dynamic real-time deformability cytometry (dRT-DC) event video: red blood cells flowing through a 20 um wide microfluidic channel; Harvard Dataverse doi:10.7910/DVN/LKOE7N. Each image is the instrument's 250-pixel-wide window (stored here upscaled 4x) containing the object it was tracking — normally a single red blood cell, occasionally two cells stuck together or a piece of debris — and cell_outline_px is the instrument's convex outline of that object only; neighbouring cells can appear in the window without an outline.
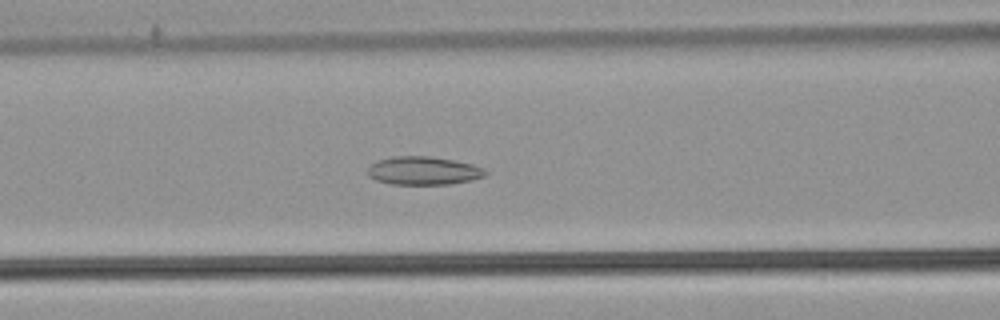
{"species": "common noctule bat (a hibernating species)", "species_latin": "Nyctalus noctula", "temperature_condition": "warm", "stored_images_in_passage": 54, "camera_frame_rate_fps": 3000, "um_per_image_px": 0.085, "animal": {"sex": "male", "body_mass_g": 21.5, "forearm_length_mm": 52.0}, "frame": {"image": 1, "passage_image": 23, "time_ms": 7.333, "image_size_px": [1000, 320], "cell_outline_px": [[488, 172], [484, 176], [472, 180], [448, 184], [392, 184], [376, 180], [368, 176], [368, 168], [372, 164], [380, 160], [392, 156], [432, 156], [472, 164], [484, 168]], "centroid_in_image_um": [36.0, 14.51], "position_along_channel_um": 130.6, "area_um2": 19.31}}
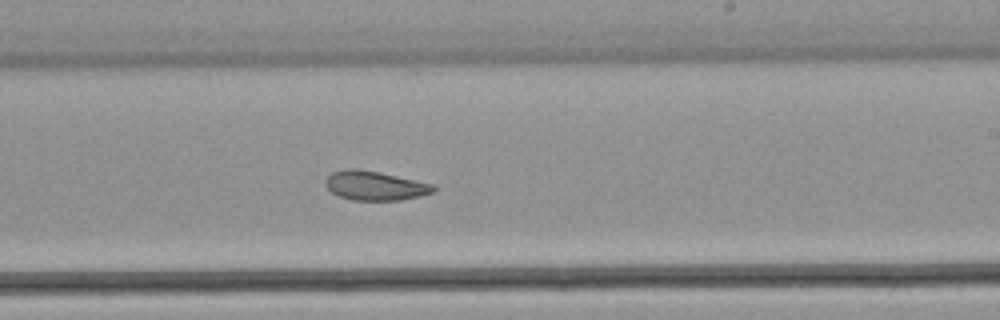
{"frame": {"image": 2, "passage_image": 33, "time_ms": 10.667, "image_size_px": [1000, 320], "cell_outline_px": [[436, 192], [420, 196], [400, 200], [352, 200], [340, 196], [332, 192], [324, 184], [324, 180], [332, 172], [344, 168], [356, 168], [380, 172], [432, 184], [436, 188]], "centroid_in_image_um": [31.86, 15.77], "position_along_channel_um": 257.1, "area_um2": 18.44}}
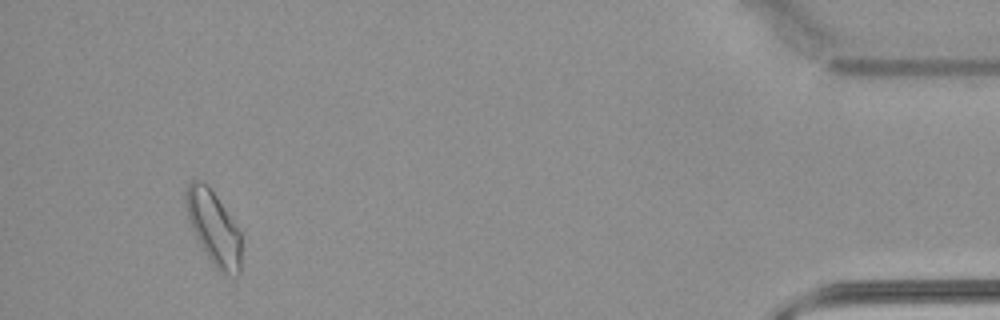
{"frame": {"image": 3, "passage_image": 51, "time_ms": 16.667, "image_size_px": [1000, 320], "cell_outline_px": [[240, 272], [236, 276], [228, 276], [220, 272], [212, 264], [196, 236], [188, 220], [184, 200], [184, 192], [188, 184], [192, 180], [200, 180], [208, 184], [240, 232]], "centroid_in_image_um": [18.13, 19.35], "position_along_channel_um": 417.1, "area_um2": 23.64}, "authors_computed_cell_mechanics": {"area_um2": 21.2993, "velocity_mm_per_s": 3.8104, "shape_relaxation_time_tau1_ms": null, "shape_relaxation_time_tau2_ms": 8.0681, "deformation_change_tau1": null, "deformation_change_tau2": 0.1278}}